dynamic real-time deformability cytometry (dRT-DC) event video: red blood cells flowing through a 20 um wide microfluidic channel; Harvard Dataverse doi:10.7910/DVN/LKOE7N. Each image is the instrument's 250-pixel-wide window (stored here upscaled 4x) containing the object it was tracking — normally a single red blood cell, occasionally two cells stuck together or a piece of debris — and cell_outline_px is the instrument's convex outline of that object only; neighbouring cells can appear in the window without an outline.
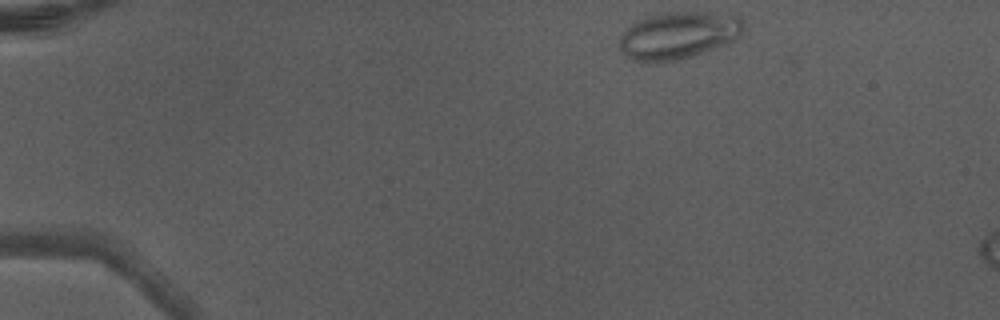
{"species": "Egyptian fruit bat (a non-hibernating species)", "species_latin": "Rousettus aegyptiacus", "temperature_condition": "warm", "stored_images_in_passage": 2, "camera_frame_rate_fps": 3000, "um_per_image_px": 0.085, "animal": {"sex": "male"}, "frame": {"image": 1, "passage_image": 1, "time_ms": 0.0, "image_size_px": [1000, 320], "cell_outline_px": [[744, 28], [740, 36], [728, 44], [680, 60], [660, 64], [644, 64], [632, 60], [620, 52], [620, 36], [632, 24], [648, 16], [660, 12], [708, 12], [740, 16], [744, 24]], "centroid_in_image_um": [57.65, 3.04], "position_along_channel_um": 27.3, "area_um2": 34.91}}